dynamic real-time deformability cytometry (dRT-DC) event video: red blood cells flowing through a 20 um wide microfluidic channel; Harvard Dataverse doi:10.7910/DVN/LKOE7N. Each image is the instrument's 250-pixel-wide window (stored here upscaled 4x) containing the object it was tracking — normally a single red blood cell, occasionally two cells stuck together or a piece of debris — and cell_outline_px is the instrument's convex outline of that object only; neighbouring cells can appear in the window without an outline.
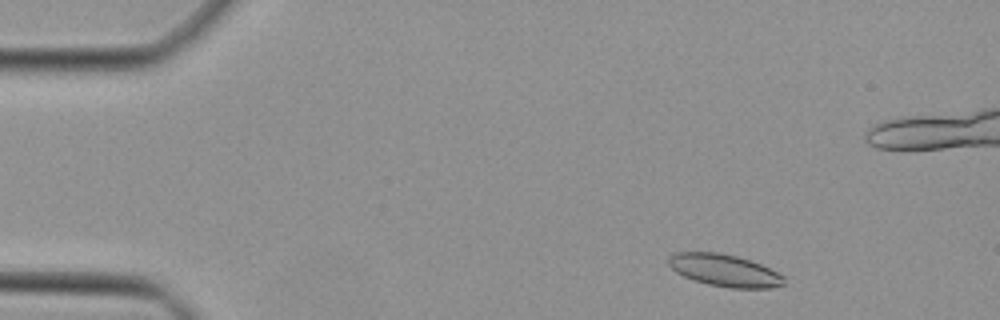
{"species": "Egyptian fruit bat (a non-hibernating species)", "species_latin": "Rousettus aegyptiacus", "temperature_condition": "cold", "stored_images_in_passage": 45, "camera_frame_rate_fps": 3000, "um_per_image_px": 0.085, "animal": {"sex": "female"}, "frame": {"image": 1, "passage_image": 4, "time_ms": 1.0, "image_size_px": [1000, 320], "cell_outline_px": [[784, 284], [772, 288], [728, 288], [708, 284], [684, 276], [676, 272], [668, 264], [668, 256], [676, 252], [720, 252], [736, 256], [760, 264], [784, 276]], "centroid_in_image_um": [61.56, 22.98], "position_along_channel_um": 23.4, "area_um2": 21.5}}
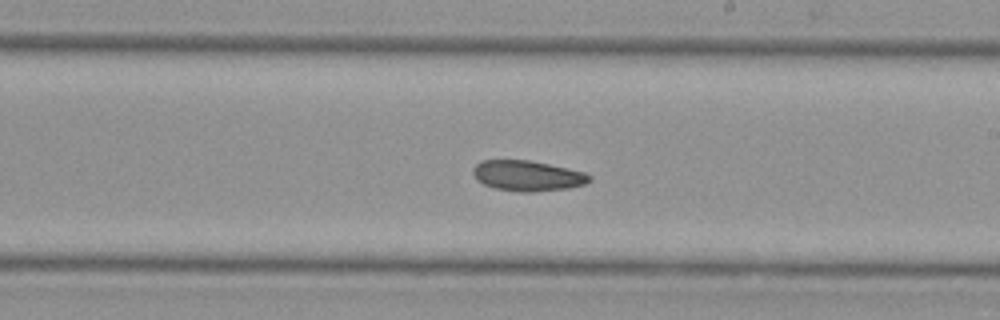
{"frame": {"image": 2, "passage_image": 25, "time_ms": 8.0, "image_size_px": [1000, 320], "cell_outline_px": [[592, 180], [584, 184], [568, 188], [532, 192], [520, 192], [496, 188], [484, 184], [476, 180], [472, 172], [472, 168], [480, 160], [528, 160], [568, 168], [584, 172], [592, 176]], "centroid_in_image_um": [44.82, 14.93], "position_along_channel_um": 244.2, "area_um2": 20.69}}
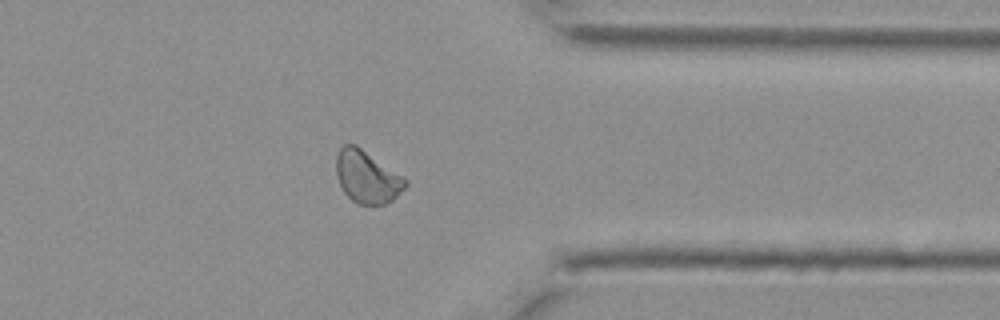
{"frame": {"image": 3, "passage_image": 35, "time_ms": 11.333, "image_size_px": [1000, 320], "cell_outline_px": [[408, 184], [392, 200], [384, 204], [356, 204], [344, 192], [336, 176], [336, 156], [340, 148], [344, 144], [356, 144], [408, 180]], "centroid_in_image_um": [31.18, 15.02], "position_along_channel_um": 380.2, "area_um2": 20.98}}